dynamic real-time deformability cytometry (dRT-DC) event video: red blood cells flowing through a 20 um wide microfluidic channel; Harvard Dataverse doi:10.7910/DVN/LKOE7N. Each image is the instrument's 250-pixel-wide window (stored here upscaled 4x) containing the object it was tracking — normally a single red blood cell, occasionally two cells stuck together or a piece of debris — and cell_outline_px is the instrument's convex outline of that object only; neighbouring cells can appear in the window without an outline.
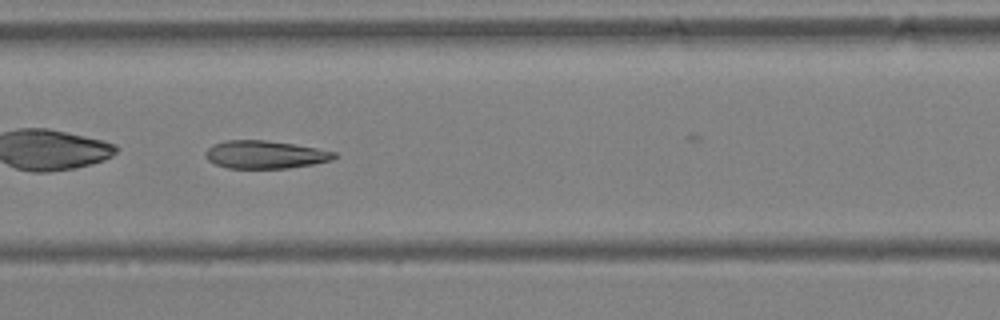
{"species": "Egyptian fruit bat (a non-hibernating species)", "species_latin": "Rousettus aegyptiacus", "temperature_condition": "warm", "stored_images_in_passage": 20, "camera_frame_rate_fps": 3000, "um_per_image_px": 0.085, "animal": {"sex": "female"}, "frame": {"image": 1, "passage_image": 9, "time_ms": 2.667, "image_size_px": [1000, 320], "cell_outline_px": [[336, 156], [332, 160], [312, 164], [288, 168], [228, 168], [216, 164], [208, 160], [204, 152], [212, 144], [224, 140], [264, 140], [296, 144], [336, 152]], "centroid_in_image_um": [22.51, 13.13], "position_along_channel_um": 184.9, "area_um2": 20.92}}